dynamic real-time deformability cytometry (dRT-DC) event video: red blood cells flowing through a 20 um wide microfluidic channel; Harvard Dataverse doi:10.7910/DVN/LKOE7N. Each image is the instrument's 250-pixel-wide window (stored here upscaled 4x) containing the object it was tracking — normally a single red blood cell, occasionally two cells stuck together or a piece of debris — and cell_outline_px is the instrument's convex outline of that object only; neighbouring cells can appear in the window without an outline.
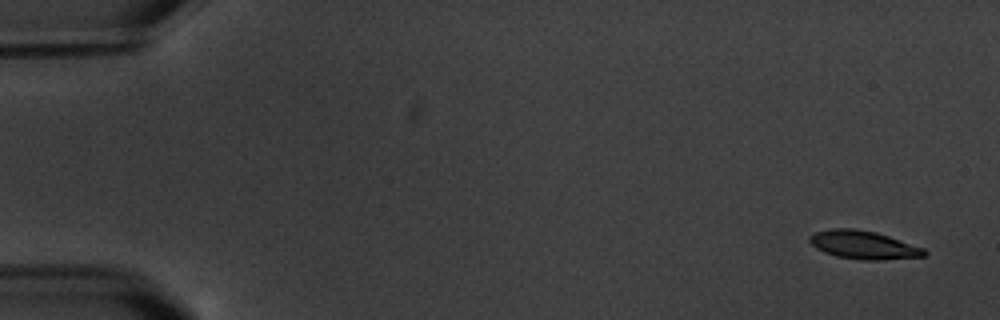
{"species": "common noctule bat (a hibernating species)", "species_latin": "Nyctalus noctula", "temperature_condition": "warm", "stored_images_in_passage": 6, "camera_frame_rate_fps": 3000, "um_per_image_px": 0.085, "animal": {"sex": "male", "body_mass_g": 20.1, "forearm_length_mm": 53.5}, "frame": {"image": 1, "passage_image": 1, "time_ms": 0.0, "image_size_px": [1000, 320], "cell_outline_px": [[928, 252], [924, 256], [880, 260], [864, 260], [836, 256], [824, 252], [816, 248], [808, 240], [808, 236], [816, 232], [832, 228], [852, 228], [876, 232], [924, 248]], "centroid_in_image_um": [73.38, 20.81], "position_along_channel_um": 11.6, "area_um2": 18.79}}
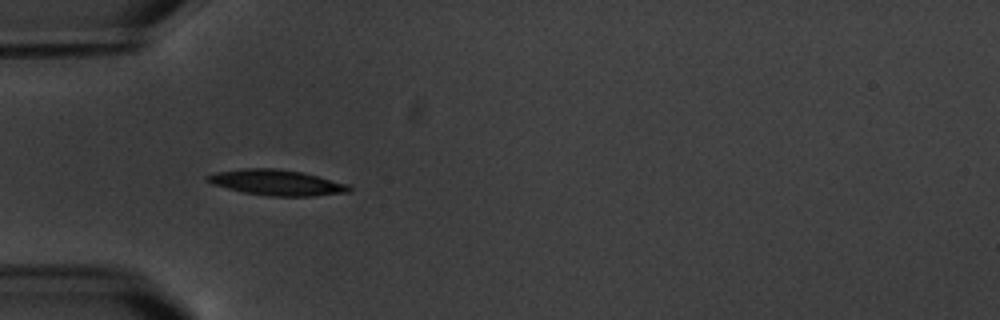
{"frame": {"image": 2, "passage_image": 5, "time_ms": 5.333, "image_size_px": [1000, 320], "cell_outline_px": [[352, 192], [312, 196], [272, 196], [244, 192], [212, 184], [204, 180], [204, 176], [216, 172], [244, 168], [276, 168], [300, 172], [348, 184], [352, 188]], "centroid_in_image_um": [23.5, 15.51], "position_along_channel_um": 61.5, "area_um2": 21.04}}